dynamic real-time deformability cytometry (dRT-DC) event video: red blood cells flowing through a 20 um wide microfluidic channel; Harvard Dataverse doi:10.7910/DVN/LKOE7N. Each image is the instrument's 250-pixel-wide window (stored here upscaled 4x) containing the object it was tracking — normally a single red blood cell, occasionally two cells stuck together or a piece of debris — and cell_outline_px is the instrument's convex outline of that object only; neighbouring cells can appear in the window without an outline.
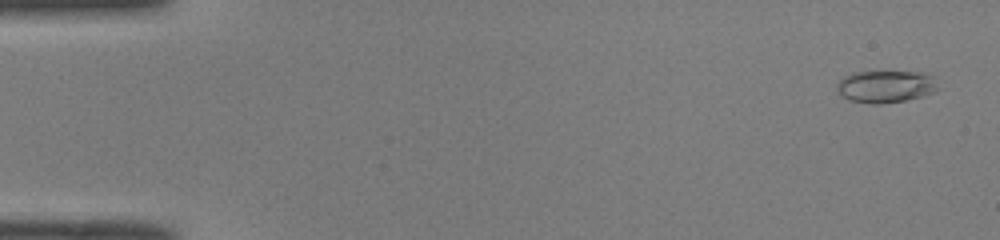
{"species": "common noctule bat (a hibernating species)", "species_latin": "Nyctalus noctula", "temperature_condition": "room temperature", "stored_images_in_passage": 51, "camera_frame_rate_fps": 3000, "um_per_image_px": 0.085, "animal": {"sex": "male", "body_mass_g": 19.0, "forearm_length_mm": 50.8}, "frame": {"image": 1, "passage_image": 3, "time_ms": 0.667, "image_size_px": [1000, 240], "cell_outline_px": [[940, 88], [936, 92], [904, 100], [880, 104], [872, 104], [848, 100], [840, 96], [836, 92], [836, 84], [844, 76], [852, 72], [916, 72], [932, 76]], "centroid_in_image_um": [75.23, 7.36], "position_along_channel_um": 9.8, "area_um2": 19.07}}
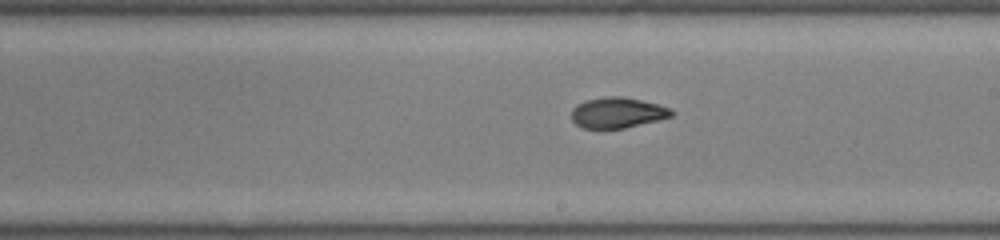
{"frame": {"image": 2, "passage_image": 30, "time_ms": 9.667, "image_size_px": [1000, 240], "cell_outline_px": [[676, 112], [672, 116], [624, 128], [580, 128], [572, 120], [572, 108], [576, 104], [588, 100], [608, 96], [624, 96], [672, 108]], "centroid_in_image_um": [52.48, 9.57], "position_along_channel_um": 236.5, "area_um2": 17.74}}
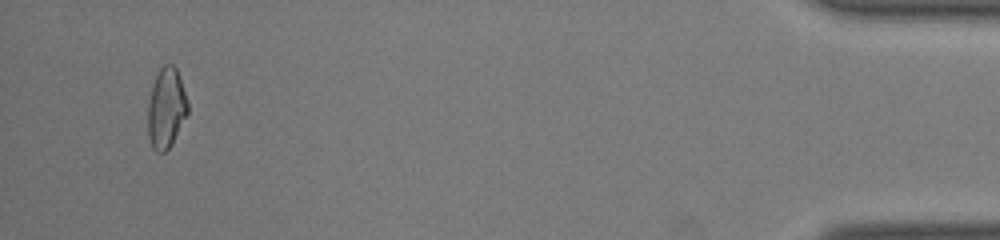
{"frame": {"image": 3, "passage_image": 49, "time_ms": 16.0, "image_size_px": [1000, 240], "cell_outline_px": [[188, 112], [172, 144], [164, 152], [156, 152], [152, 148], [148, 136], [148, 104], [152, 84], [160, 68], [164, 64], [172, 64], [176, 68], [188, 100]], "centroid_in_image_um": [14.12, 9.2], "position_along_channel_um": 421.1, "area_um2": 18.67}, "authors_computed_cell_mechanics": {"area_um2": 18.6116, "velocity_mm_per_s": 4.106, "shape_relaxation_time_tau1_ms": 4.6073, "shape_relaxation_time_tau2_ms": 2.7796, "deformation_change_tau1": 0.1488, "deformation_change_tau2": 0.0704}}